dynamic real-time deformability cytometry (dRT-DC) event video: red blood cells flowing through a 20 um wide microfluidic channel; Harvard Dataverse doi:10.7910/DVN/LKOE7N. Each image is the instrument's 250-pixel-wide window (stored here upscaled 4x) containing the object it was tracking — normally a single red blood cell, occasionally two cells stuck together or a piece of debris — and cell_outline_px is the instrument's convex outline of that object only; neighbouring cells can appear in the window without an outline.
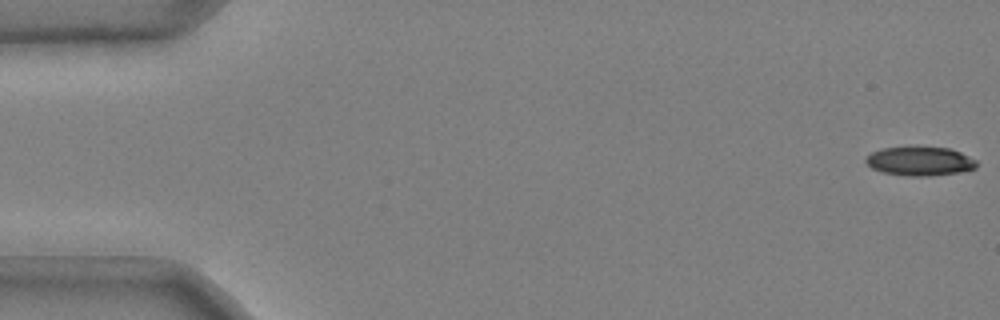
{"species": "common noctule bat (a hibernating species)", "species_latin": "Nyctalus noctula", "temperature_condition": "cold", "stored_images_in_passage": 51, "camera_frame_rate_fps": 3000, "um_per_image_px": 0.085, "animal": {"sex": "male", "body_mass_g": 20.4}, "frame": {"image": 1, "passage_image": 1, "time_ms": 0.0, "image_size_px": [1000, 320], "cell_outline_px": [[976, 168], [960, 172], [928, 176], [908, 176], [884, 172], [872, 168], [864, 160], [864, 156], [880, 148], [912, 144], [916, 144], [952, 148], [976, 160]], "centroid_in_image_um": [78.15, 13.64], "position_along_channel_um": 6.8, "area_um2": 19.54}}
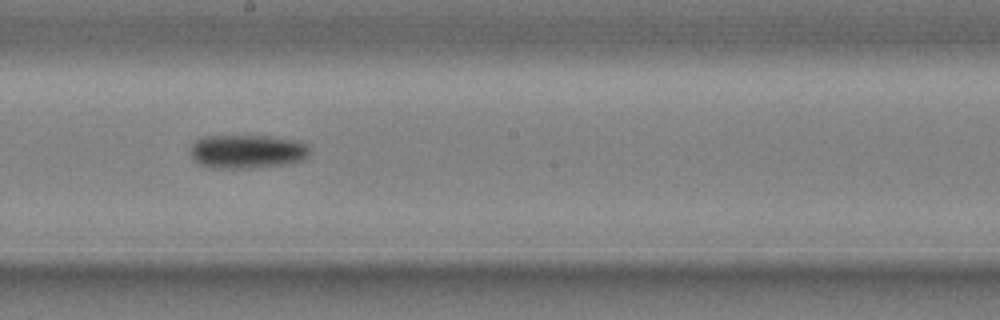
{"frame": {"image": 2, "passage_image": 30, "time_ms": 9.667, "image_size_px": [1000, 320], "cell_outline_px": [[308, 156], [304, 160], [288, 164], [252, 168], [212, 168], [200, 164], [192, 156], [192, 144], [200, 136], [272, 136], [300, 140], [308, 144]], "centroid_in_image_um": [21.07, 12.87], "position_along_channel_um": 227.1, "area_um2": 23.7}}
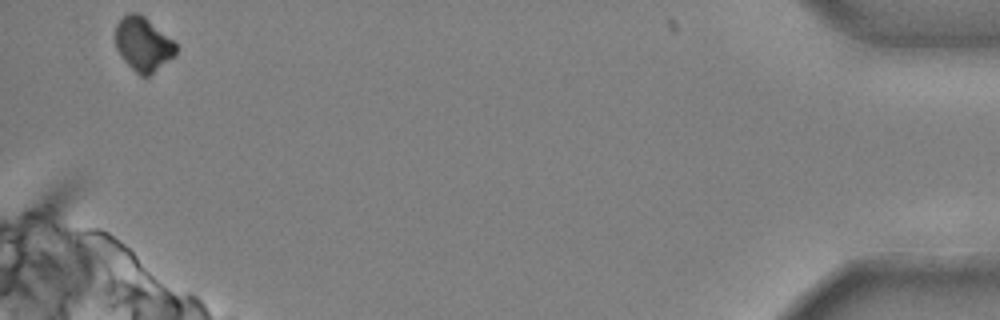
{"frame": {"image": 3, "passage_image": 51, "time_ms": 16.667, "image_size_px": [1000, 320], "cell_outline_px": [[176, 56], [148, 76], [140, 76], [124, 60], [116, 48], [116, 24], [128, 12], [140, 12], [172, 40], [176, 44]], "centroid_in_image_um": [12.17, 3.74], "position_along_channel_um": 423.0, "area_um2": 18.9}, "authors_computed_cell_mechanics": {"area_um2": 21.4438, "velocity_mm_per_s": 3.7272, "shape_relaxation_time_tau1_ms": 4.1791, "shape_relaxation_time_tau2_ms": null, "deformation_change_tau1": 0.1125, "deformation_change_tau2": null}}